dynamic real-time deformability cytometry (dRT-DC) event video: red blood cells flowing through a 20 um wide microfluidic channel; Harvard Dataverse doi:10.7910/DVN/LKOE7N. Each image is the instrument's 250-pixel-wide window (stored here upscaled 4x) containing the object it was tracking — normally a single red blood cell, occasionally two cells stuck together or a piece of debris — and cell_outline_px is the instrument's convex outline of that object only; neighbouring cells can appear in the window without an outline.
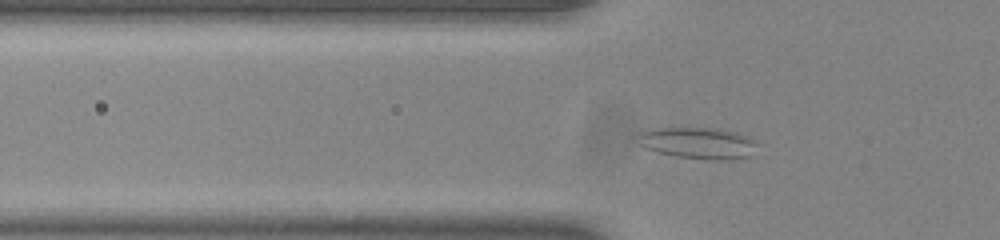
{"species": "common noctule bat (a hibernating species)", "species_latin": "Nyctalus noctula", "temperature_condition": "room temperature", "stored_images_in_passage": 15, "camera_frame_rate_fps": 3000, "um_per_image_px": 0.085, "animal": {"sex": "male", "body_mass_g": 20.0, "forearm_length_mm": 53.3}, "frame": {"image": 1, "passage_image": 12, "time_ms": 3.667, "image_size_px": [1000, 240], "cell_outline_px": [[760, 144], [756, 156], [720, 160], [716, 160], [676, 156], [660, 152], [648, 148], [640, 144], [636, 136], [640, 132], [660, 128], [720, 128], [736, 132], [748, 136]], "centroid_in_image_um": [59.48, 12.16], "position_along_channel_um": 66.3, "area_um2": 22.08}}